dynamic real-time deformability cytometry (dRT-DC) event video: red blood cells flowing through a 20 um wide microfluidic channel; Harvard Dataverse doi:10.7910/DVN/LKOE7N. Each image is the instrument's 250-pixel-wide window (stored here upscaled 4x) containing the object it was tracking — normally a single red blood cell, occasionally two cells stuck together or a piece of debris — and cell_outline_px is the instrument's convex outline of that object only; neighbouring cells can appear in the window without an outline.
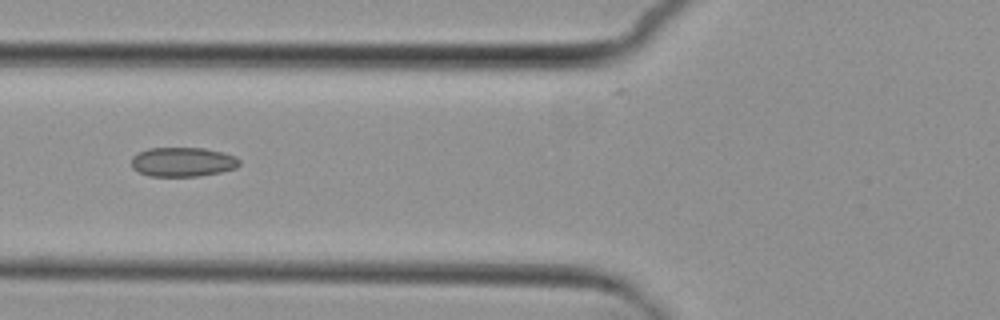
{"species": "common noctule bat (a hibernating species)", "species_latin": "Nyctalus noctula", "temperature_condition": "cold", "stored_images_in_passage": 7, "camera_frame_rate_fps": 3000, "um_per_image_px": 0.085, "animal": {"sex": "female", "body_mass_g": 29.2, "forearm_length_mm": 56.3}, "frame": {"image": 1, "passage_image": 7, "time_ms": 7.0, "image_size_px": [1000, 320], "cell_outline_px": [[240, 164], [236, 168], [220, 172], [196, 176], [148, 176], [132, 168], [132, 156], [148, 148], [204, 148], [224, 152], [236, 156], [240, 160]], "centroid_in_image_um": [15.55, 13.76], "position_along_channel_um": 110.2, "area_um2": 18.5}}